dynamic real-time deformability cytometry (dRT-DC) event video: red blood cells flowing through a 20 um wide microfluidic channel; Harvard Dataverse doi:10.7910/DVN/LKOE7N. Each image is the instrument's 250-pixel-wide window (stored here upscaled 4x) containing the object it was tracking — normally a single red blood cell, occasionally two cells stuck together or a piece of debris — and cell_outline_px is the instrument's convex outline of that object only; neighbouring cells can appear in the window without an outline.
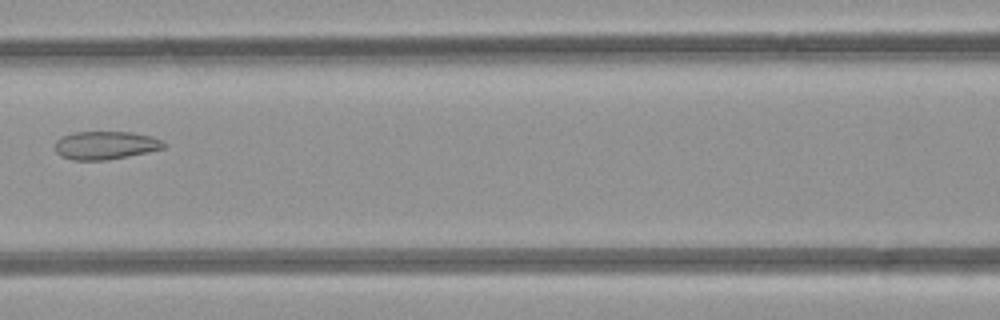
{"species": "common noctule bat (a hibernating species)", "species_latin": "Nyctalus noctula", "temperature_condition": "room temperature", "stored_images_in_passage": 7, "camera_frame_rate_fps": 3000, "um_per_image_px": 0.085, "animal": {"sex": "female", "body_mass_g": 21.9}, "frame": {"image": 1, "passage_image": 6, "time_ms": 6.0, "image_size_px": [1000, 320], "cell_outline_px": [[168, 144], [164, 148], [148, 152], [108, 160], [72, 160], [60, 156], [56, 152], [56, 140], [60, 136], [76, 132], [132, 132], [152, 136]], "centroid_in_image_um": [8.97, 12.35], "position_along_channel_um": 157.6, "area_um2": 17.98}}
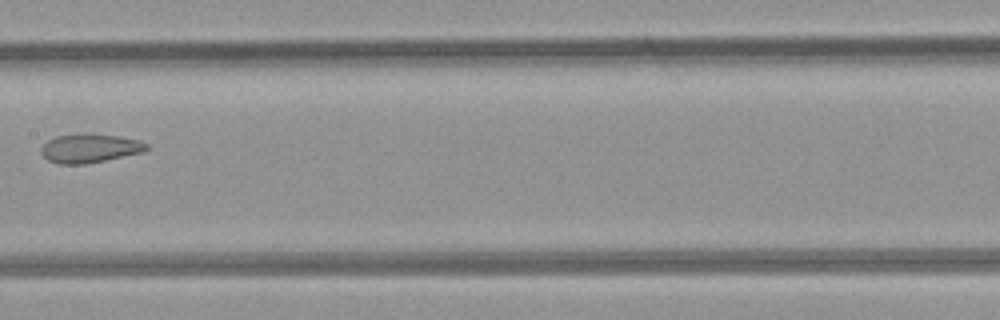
{"frame": {"image": 2, "passage_image": 7, "time_ms": 7.0, "image_size_px": [1000, 320], "cell_outline_px": [[148, 148], [144, 152], [84, 164], [56, 164], [48, 160], [40, 152], [40, 148], [48, 140], [56, 136], [84, 132], [116, 136], [136, 140], [148, 144]], "centroid_in_image_um": [7.58, 12.59], "position_along_channel_um": 199.8, "area_um2": 17.74}}